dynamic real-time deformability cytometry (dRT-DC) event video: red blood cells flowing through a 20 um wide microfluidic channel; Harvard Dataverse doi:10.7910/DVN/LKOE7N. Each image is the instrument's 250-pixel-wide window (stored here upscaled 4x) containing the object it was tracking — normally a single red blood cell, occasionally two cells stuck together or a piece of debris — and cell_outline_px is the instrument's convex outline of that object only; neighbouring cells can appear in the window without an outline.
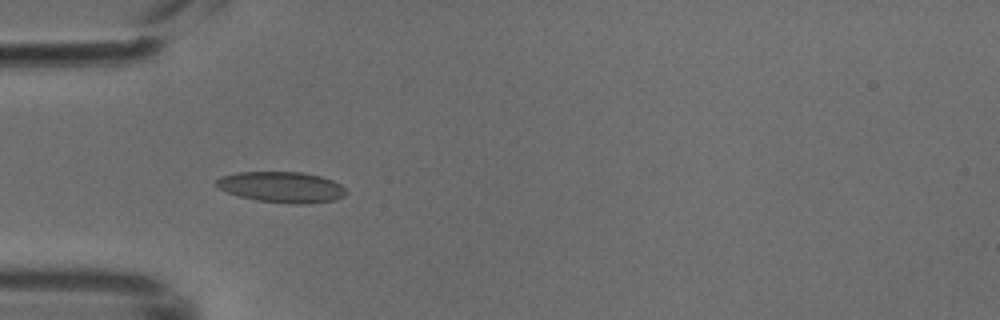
{"species": "common noctule bat (a hibernating species)", "species_latin": "Nyctalus noctula", "temperature_condition": "cold", "stored_images_in_passage": 5, "camera_frame_rate_fps": 3000, "um_per_image_px": 0.085, "animal": {"sex": "male", "body_mass_g": 18.8}, "frame": {"image": 1, "passage_image": 4, "time_ms": 1.0, "image_size_px": [1000, 320], "cell_outline_px": [[348, 192], [344, 196], [336, 200], [308, 204], [288, 204], [256, 200], [240, 196], [216, 188], [216, 180], [220, 176], [236, 172], [304, 172], [320, 176], [332, 180], [340, 184]], "centroid_in_image_um": [23.95, 15.91], "position_along_channel_um": 61.1, "area_um2": 23.58}}
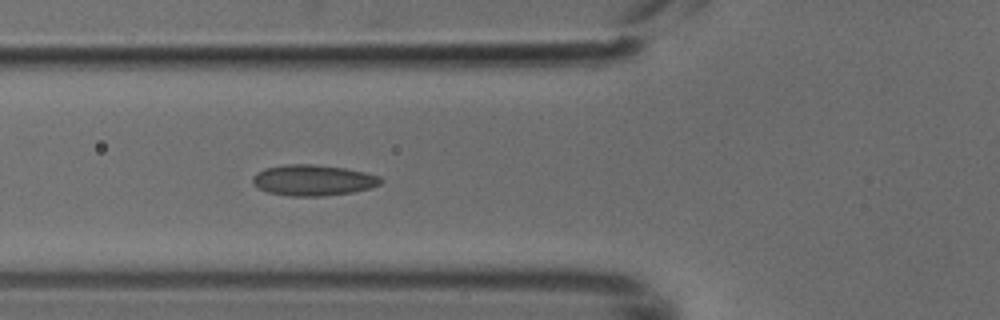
{"frame": {"image": 2, "passage_image": 5, "time_ms": 1.333, "image_size_px": [1000, 320], "cell_outline_px": [[384, 180], [380, 184], [372, 188], [352, 192], [324, 196], [288, 196], [268, 192], [256, 188], [252, 184], [252, 176], [256, 172], [264, 168], [288, 164], [316, 164], [344, 168], [364, 172], [380, 176]], "centroid_in_image_um": [26.59, 15.32], "position_along_channel_um": 99.2, "area_um2": 23.35}}